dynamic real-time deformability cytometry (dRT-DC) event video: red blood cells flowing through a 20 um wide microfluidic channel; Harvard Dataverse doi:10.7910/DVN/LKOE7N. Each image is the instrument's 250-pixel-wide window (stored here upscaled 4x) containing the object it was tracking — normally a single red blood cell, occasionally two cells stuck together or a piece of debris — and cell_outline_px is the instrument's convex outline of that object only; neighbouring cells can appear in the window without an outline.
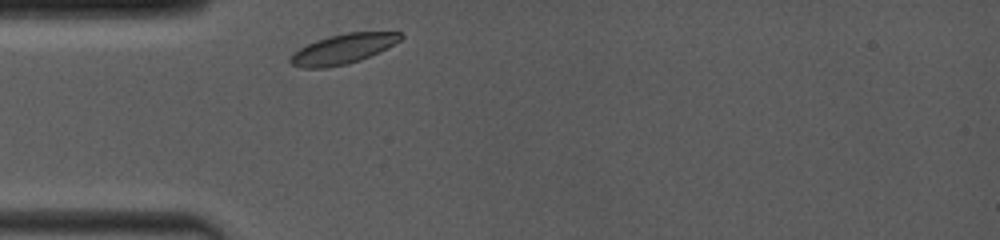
{"species": "common noctule bat (a hibernating species)", "species_latin": "Nyctalus noctula", "temperature_condition": "room temperature", "stored_images_in_passage": 1, "camera_frame_rate_fps": 4000, "um_per_image_px": 0.085, "animal": {"sex": "female", "body_mass_g": 19.0, "forearm_length_mm": 53.3}, "frame": {"image": 1, "passage_image": 1, "time_ms": 0.0, "image_size_px": [1000, 240], "cell_outline_px": [[404, 36], [400, 40], [360, 60], [344, 64], [324, 68], [300, 68], [292, 64], [288, 60], [300, 48], [316, 40], [328, 36], [344, 32], [404, 32]], "centroid_in_image_um": [29.13, 4.14], "position_along_channel_um": 55.9, "area_um2": 18.79}}